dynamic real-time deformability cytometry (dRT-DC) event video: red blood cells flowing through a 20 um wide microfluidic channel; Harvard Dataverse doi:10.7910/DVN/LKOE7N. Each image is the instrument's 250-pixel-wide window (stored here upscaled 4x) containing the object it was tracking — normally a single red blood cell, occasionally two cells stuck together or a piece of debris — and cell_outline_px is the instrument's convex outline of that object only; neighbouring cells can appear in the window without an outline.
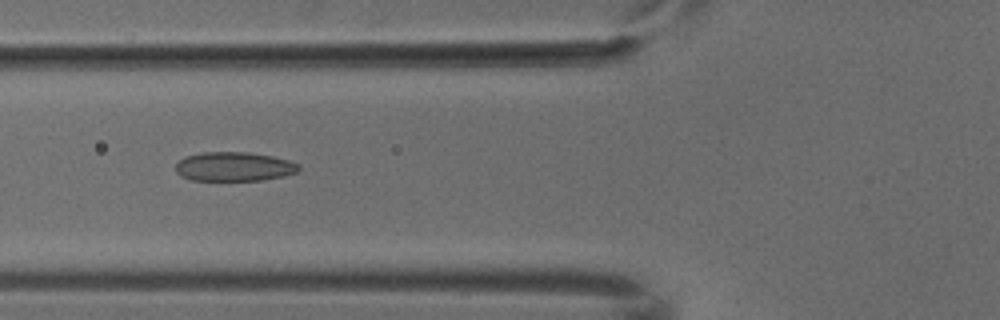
{"species": "common noctule bat (a hibernating species)", "species_latin": "Nyctalus noctula", "temperature_condition": "cold", "stored_images_in_passage": 4, "camera_frame_rate_fps": 3000, "um_per_image_px": 0.085, "animal": {"sex": "male", "body_mass_g": 18.8}, "frame": {"image": 1, "passage_image": 2, "time_ms": 0.333, "image_size_px": [1000, 320], "cell_outline_px": [[300, 168], [296, 172], [284, 176], [260, 180], [192, 180], [180, 176], [176, 172], [176, 164], [184, 156], [200, 152], [248, 152], [272, 156], [288, 160], [300, 164]], "centroid_in_image_um": [19.88, 14.15], "position_along_channel_um": 105.9, "area_um2": 20.98}}
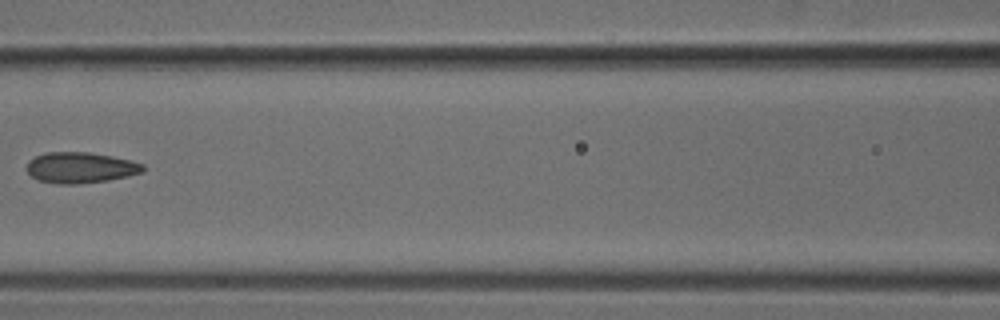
{"frame": {"image": 2, "passage_image": 3, "time_ms": 0.667, "image_size_px": [1000, 320], "cell_outline_px": [[144, 172], [128, 176], [108, 180], [80, 184], [60, 184], [40, 180], [32, 176], [28, 172], [28, 160], [44, 152], [88, 152], [112, 156], [144, 164]], "centroid_in_image_um": [6.85, 14.24], "position_along_channel_um": 159.7, "area_um2": 20.81}}
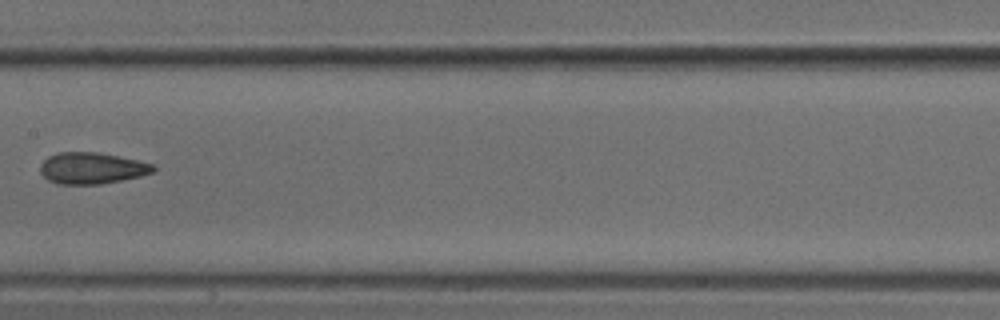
{"frame": {"image": 3, "passage_image": 4, "time_ms": 1.0, "image_size_px": [1000, 320], "cell_outline_px": [[156, 172], [140, 176], [100, 184], [56, 184], [48, 180], [40, 172], [40, 164], [48, 156], [60, 152], [96, 152], [136, 160], [152, 164], [156, 168]], "centroid_in_image_um": [7.78, 14.3], "position_along_channel_um": 199.6, "area_um2": 20.58}}